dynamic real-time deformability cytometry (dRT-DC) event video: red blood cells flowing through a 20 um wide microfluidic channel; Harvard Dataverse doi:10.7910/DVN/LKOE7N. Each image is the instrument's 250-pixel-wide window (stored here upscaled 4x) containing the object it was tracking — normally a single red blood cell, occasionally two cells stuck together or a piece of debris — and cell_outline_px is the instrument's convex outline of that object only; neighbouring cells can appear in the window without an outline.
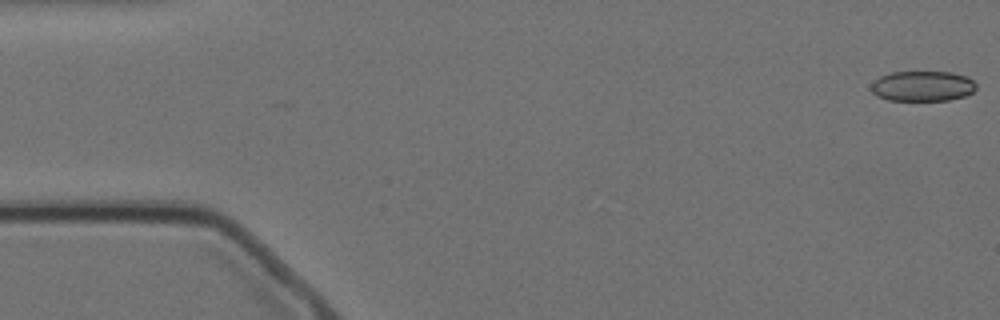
{"species": "Egyptian fruit bat (a non-hibernating species)", "species_latin": "Rousettus aegyptiacus", "temperature_condition": "cold", "stored_images_in_passage": 53, "camera_frame_rate_fps": 3000, "um_per_image_px": 0.085, "animal": {"sex": "female"}, "frame": {"image": 1, "passage_image": 1, "time_ms": 0.0, "image_size_px": [1000, 320], "cell_outline_px": [[976, 88], [972, 92], [964, 96], [948, 100], [888, 100], [876, 96], [872, 92], [872, 84], [880, 76], [892, 72], [952, 72], [968, 76], [976, 84]], "centroid_in_image_um": [78.43, 7.31], "position_along_channel_um": 6.6, "area_um2": 18.5}}
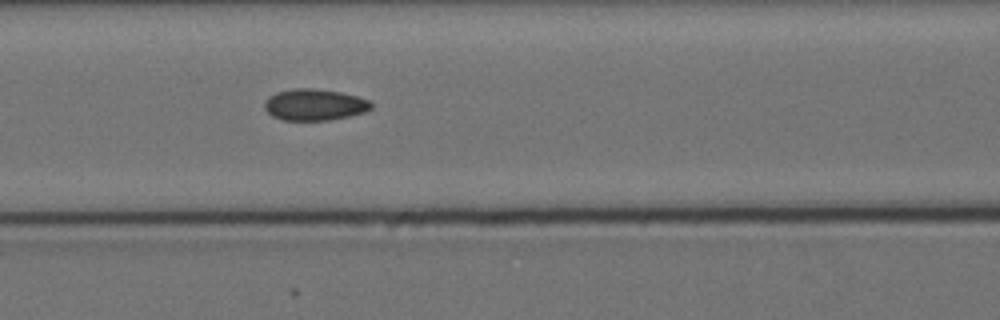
{"frame": {"image": 2, "passage_image": 23, "time_ms": 7.333, "image_size_px": [1000, 320], "cell_outline_px": [[372, 108], [364, 112], [348, 116], [328, 120], [284, 120], [272, 116], [264, 108], [264, 104], [268, 96], [276, 92], [292, 88], [312, 88], [340, 92], [356, 96], [368, 100], [372, 104]], "centroid_in_image_um": [26.7, 8.89], "position_along_channel_um": 139.9, "area_um2": 19.48}}
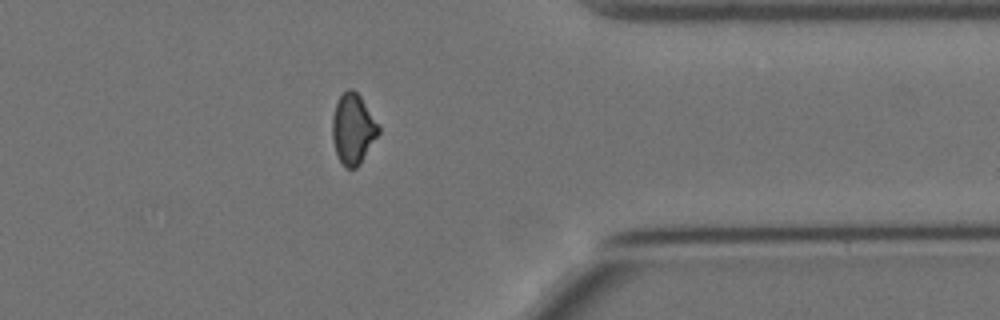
{"frame": {"image": 3, "passage_image": 45, "time_ms": 14.667, "image_size_px": [1000, 320], "cell_outline_px": [[380, 132], [360, 164], [356, 168], [344, 168], [336, 152], [332, 140], [332, 116], [336, 100], [348, 88], [352, 88], [360, 96], [380, 124]], "centroid_in_image_um": [30.01, 10.95], "position_along_channel_um": 381.4, "area_um2": 19.19}, "authors_computed_cell_mechanics": {"area_um2": 19.2474, "velocity_mm_per_s": 3.4944, "shape_relaxation_time_tau1_ms": null, "shape_relaxation_time_tau2_ms": 1.6055, "deformation_change_tau1": null, "deformation_change_tau2": 0.0447}}